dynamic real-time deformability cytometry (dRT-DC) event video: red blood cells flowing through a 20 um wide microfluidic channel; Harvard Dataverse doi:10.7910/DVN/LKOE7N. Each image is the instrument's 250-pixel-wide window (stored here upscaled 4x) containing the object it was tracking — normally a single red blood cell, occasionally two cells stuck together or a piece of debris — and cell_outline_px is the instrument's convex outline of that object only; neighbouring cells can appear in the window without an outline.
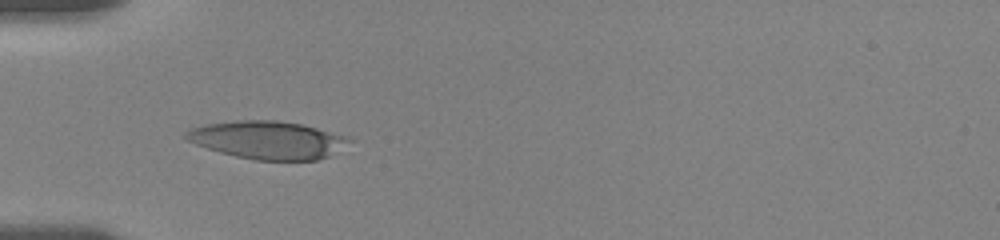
{"species": "human", "species_latin": "Homo sapiens", "temperature_condition": "room temperature", "stored_images_in_passage": 11, "camera_frame_rate_fps": 3000, "um_per_image_px": 0.085, "donor": {"sex": "female"}, "frame": {"image": 1, "passage_image": 7, "time_ms": 5.667, "image_size_px": [1000, 240], "cell_outline_px": [[352, 140], [328, 156], [316, 160], [256, 160], [236, 156], [220, 152], [196, 144], [188, 140], [184, 136], [184, 132], [192, 128], [204, 124], [236, 120], [276, 120], [300, 124], [348, 136]], "centroid_in_image_um": [22.72, 11.89], "position_along_channel_um": 62.3, "area_um2": 35.66}}
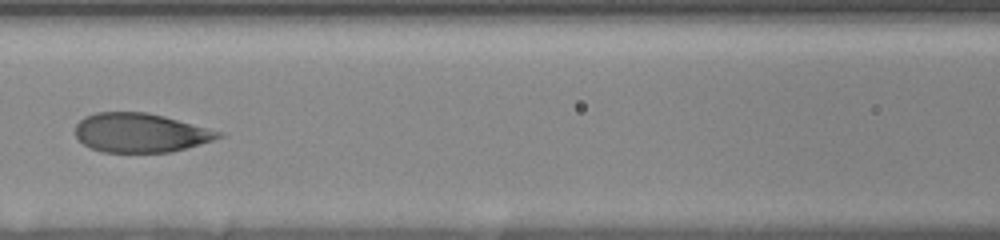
{"frame": {"image": 2, "passage_image": 10, "time_ms": 8.333, "image_size_px": [1000, 240], "cell_outline_px": [[224, 136], [200, 144], [172, 152], [100, 152], [84, 144], [76, 136], [76, 124], [84, 116], [96, 112], [148, 112], [164, 116], [224, 132]], "centroid_in_image_um": [11.94, 11.28], "position_along_channel_um": 154.7, "area_um2": 32.66}}